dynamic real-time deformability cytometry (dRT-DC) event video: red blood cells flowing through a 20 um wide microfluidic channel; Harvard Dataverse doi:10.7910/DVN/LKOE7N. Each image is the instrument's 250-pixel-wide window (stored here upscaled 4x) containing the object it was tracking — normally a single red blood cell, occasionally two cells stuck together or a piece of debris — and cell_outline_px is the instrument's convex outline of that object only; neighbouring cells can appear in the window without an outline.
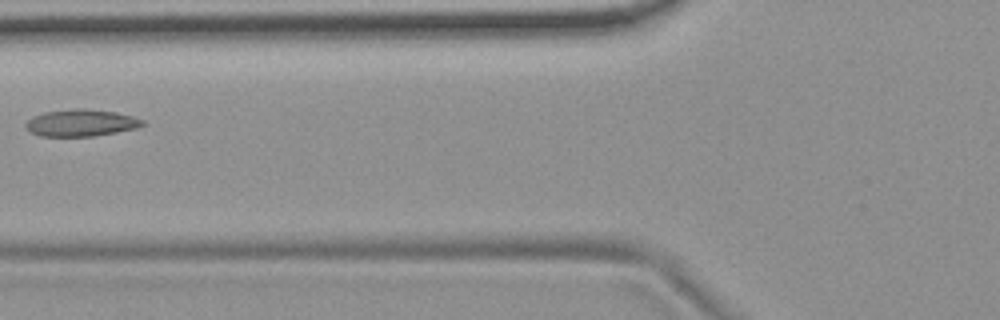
{"species": "common noctule bat (a hibernating species)", "species_latin": "Nyctalus noctula", "temperature_condition": "room temperature", "stored_images_in_passage": 3, "camera_frame_rate_fps": 3000, "um_per_image_px": 0.085, "animal": {"sex": "female", "body_mass_g": 19.9}, "frame": {"image": 1, "passage_image": 2, "time_ms": 0.333, "image_size_px": [1000, 320], "cell_outline_px": [[148, 124], [136, 128], [116, 132], [92, 136], [40, 136], [24, 128], [24, 124], [32, 116], [44, 112], [76, 108], [84, 108], [116, 112], [132, 116], [144, 120]], "centroid_in_image_um": [6.89, 10.43], "position_along_channel_um": 118.9, "area_um2": 18.44}}
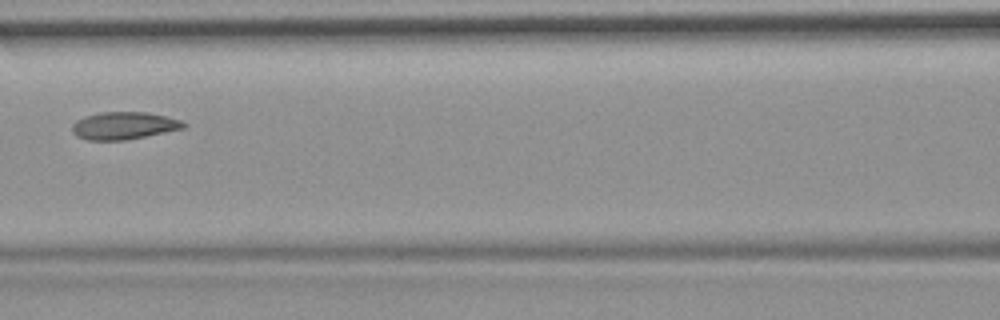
{"frame": {"image": 2, "passage_image": 3, "time_ms": 0.667, "image_size_px": [1000, 320], "cell_outline_px": [[188, 124], [184, 128], [124, 140], [88, 140], [76, 136], [72, 132], [72, 124], [76, 120], [84, 116], [100, 112], [148, 112], [180, 120]], "centroid_in_image_um": [10.49, 10.67], "position_along_channel_um": 156.1, "area_um2": 17.74}}